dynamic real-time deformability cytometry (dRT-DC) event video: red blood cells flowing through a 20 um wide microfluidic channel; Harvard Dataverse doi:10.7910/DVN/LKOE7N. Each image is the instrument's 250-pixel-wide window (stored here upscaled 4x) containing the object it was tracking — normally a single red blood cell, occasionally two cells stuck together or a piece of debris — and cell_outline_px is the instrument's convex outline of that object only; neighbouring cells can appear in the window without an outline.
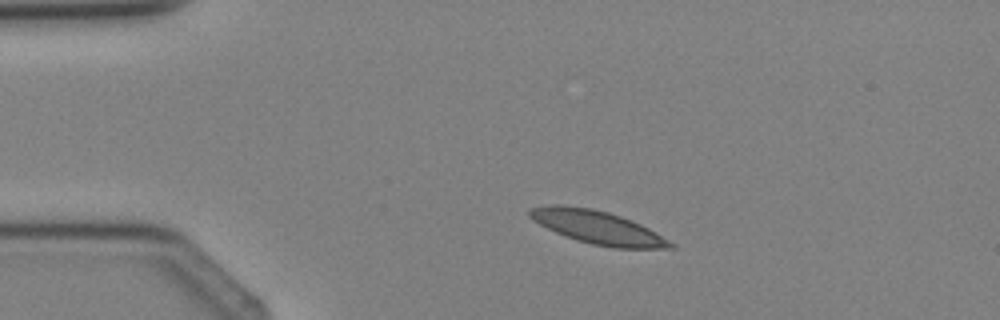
{"species": "Egyptian fruit bat (a non-hibernating species)", "species_latin": "Rousettus aegyptiacus", "temperature_condition": "cold", "stored_images_in_passage": 2, "camera_frame_rate_fps": 3000, "um_per_image_px": 0.085, "animal": {"sex": "female"}, "frame": {"image": 1, "passage_image": 1, "time_ms": 0.0, "image_size_px": [1000, 320], "cell_outline_px": [[676, 248], [612, 248], [592, 244], [576, 240], [556, 232], [532, 220], [528, 216], [528, 208], [552, 204], [560, 204], [592, 208], [608, 212], [632, 220], [656, 232], [676, 244]], "centroid_in_image_um": [50.79, 19.32], "position_along_channel_um": 34.2, "area_um2": 27.34}}